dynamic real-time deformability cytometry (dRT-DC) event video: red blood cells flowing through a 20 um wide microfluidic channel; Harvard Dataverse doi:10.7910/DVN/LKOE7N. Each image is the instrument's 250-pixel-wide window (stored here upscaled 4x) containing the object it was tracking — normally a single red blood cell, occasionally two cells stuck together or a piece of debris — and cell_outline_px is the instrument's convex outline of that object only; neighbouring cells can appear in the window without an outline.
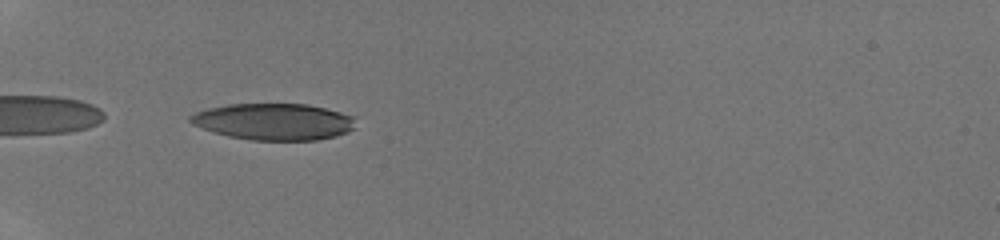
{"species": "human", "species_latin": "Homo sapiens", "temperature_condition": "room temperature", "stored_images_in_passage": 33, "camera_frame_rate_fps": 3000, "um_per_image_px": 0.085, "donor": {"sex": "male"}, "frame": {"image": 1, "passage_image": 1, "time_ms": 0.0, "image_size_px": [1000, 240], "cell_outline_px": [[356, 128], [348, 132], [336, 136], [316, 140], [252, 140], [228, 136], [192, 124], [188, 120], [188, 116], [196, 112], [208, 108], [228, 104], [308, 104], [356, 116]], "centroid_in_image_um": [23.32, 10.34], "position_along_channel_um": 61.7, "area_um2": 35.37}}
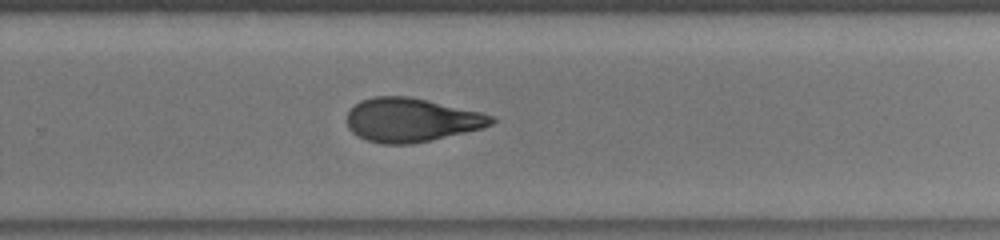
{"frame": {"image": 2, "passage_image": 19, "time_ms": 6.0, "image_size_px": [1000, 240], "cell_outline_px": [[496, 120], [492, 124], [480, 128], [432, 140], [412, 144], [380, 144], [364, 140], [356, 136], [348, 128], [348, 112], [360, 100], [372, 96], [408, 96], [428, 100], [480, 112], [492, 116]], "centroid_in_image_um": [34.91, 10.2], "position_along_channel_um": 294.9, "area_um2": 36.82}}
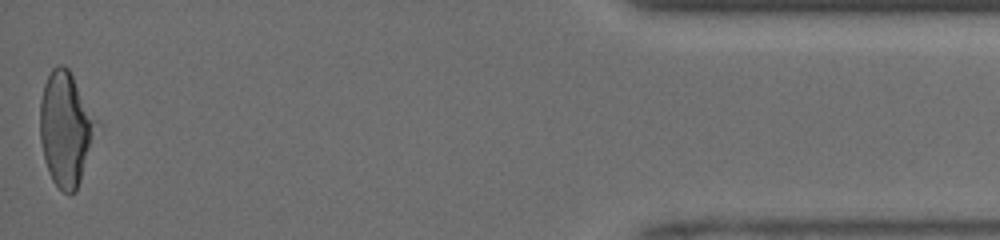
{"frame": {"image": 3, "passage_image": 33, "time_ms": 10.667, "image_size_px": [1000, 240], "cell_outline_px": [[100, 124], [76, 192], [68, 196], [52, 180], [48, 172], [44, 160], [40, 140], [40, 100], [44, 84], [52, 68], [56, 64], [64, 64], [68, 68]], "centroid_in_image_um": [5.59, 10.95], "position_along_channel_um": 429.6, "area_um2": 37.8}, "authors_computed_cell_mechanics": {"area_um2": 37.2232, "velocity_mm_per_s": 4.2337, "shape_relaxation_time_tau1_ms": 6.1268, "shape_relaxation_time_tau2_ms": 2.3304, "deformation_change_tau1": 0.2238, "deformation_change_tau2": 0.0981}}